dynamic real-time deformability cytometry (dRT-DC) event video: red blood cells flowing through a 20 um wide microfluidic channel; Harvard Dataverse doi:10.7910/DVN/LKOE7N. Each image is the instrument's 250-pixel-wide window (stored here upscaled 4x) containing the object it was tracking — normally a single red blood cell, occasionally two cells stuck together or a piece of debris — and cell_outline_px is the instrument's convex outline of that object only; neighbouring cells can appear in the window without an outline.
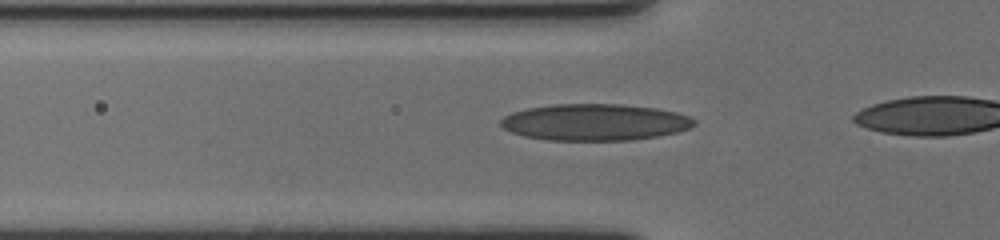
{"species": "human", "species_latin": "Homo sapiens", "temperature_condition": "cold", "stored_images_in_passage": 22, "camera_frame_rate_fps": 3000, "um_per_image_px": 0.085, "donor": {"sex": "female"}, "frame": {"image": 1, "passage_image": 16, "time_ms": 5.0, "image_size_px": [1000, 240], "cell_outline_px": [[696, 124], [688, 128], [676, 132], [660, 136], [632, 140], [548, 140], [524, 136], [512, 132], [504, 128], [500, 124], [500, 120], [504, 116], [512, 112], [528, 108], [556, 104], [620, 104], [656, 108], [676, 112], [688, 116], [696, 120]], "centroid_in_image_um": [50.57, 10.39], "position_along_channel_um": 75.2, "area_um2": 41.21}}
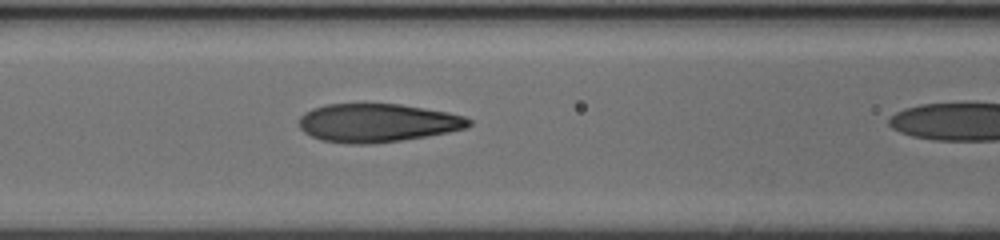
{"frame": {"image": 2, "passage_image": 21, "time_ms": 6.667, "image_size_px": [1000, 240], "cell_outline_px": [[472, 124], [468, 128], [428, 136], [372, 144], [348, 144], [320, 140], [304, 132], [300, 128], [300, 116], [304, 112], [312, 108], [324, 104], [400, 104], [448, 112], [464, 116], [472, 120]], "centroid_in_image_um": [32.09, 10.44], "position_along_channel_um": 134.5, "area_um2": 38.21}}